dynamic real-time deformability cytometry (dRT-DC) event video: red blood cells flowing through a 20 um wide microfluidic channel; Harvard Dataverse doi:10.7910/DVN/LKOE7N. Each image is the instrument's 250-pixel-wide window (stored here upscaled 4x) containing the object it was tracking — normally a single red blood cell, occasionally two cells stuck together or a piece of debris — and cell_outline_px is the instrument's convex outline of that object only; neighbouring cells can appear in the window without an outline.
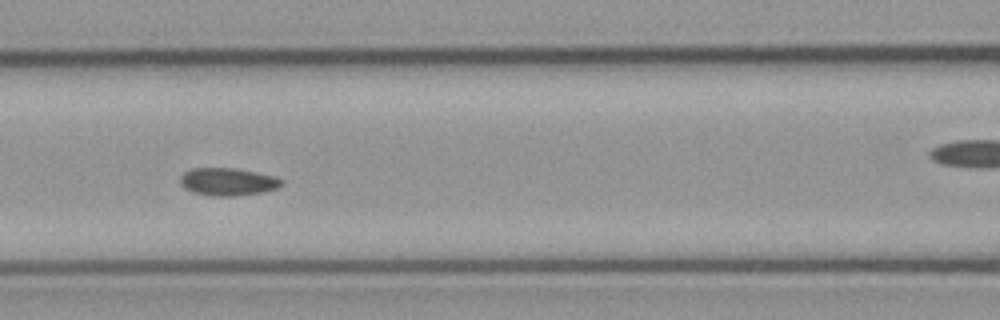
{"species": "common noctule bat (a hibernating species)", "species_latin": "Nyctalus noctula", "temperature_condition": "cold", "stored_images_in_passage": 11, "camera_frame_rate_fps": 3000, "um_per_image_px": 0.085, "animal": {"sex": "male", "body_mass_g": 23.1, "forearm_length_mm": 52.7}, "frame": {"image": 1, "passage_image": 7, "time_ms": 8.0, "image_size_px": [1000, 320], "cell_outline_px": [[284, 184], [280, 188], [264, 192], [236, 196], [212, 196], [192, 192], [184, 188], [180, 184], [180, 176], [184, 172], [192, 168], [236, 168], [256, 172], [272, 176], [284, 180]], "centroid_in_image_um": [19.38, 15.45], "position_along_channel_um": 147.2, "area_um2": 16.59}}
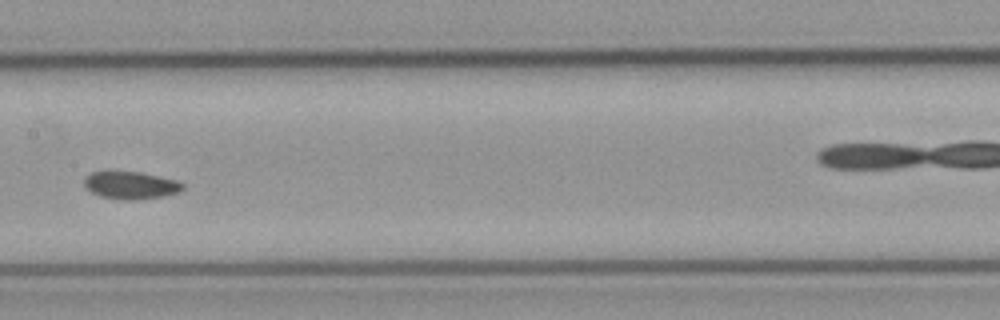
{"frame": {"image": 2, "passage_image": 8, "time_ms": 9.333, "image_size_px": [1000, 320], "cell_outline_px": [[184, 188], [180, 192], [164, 196], [132, 200], [120, 200], [100, 196], [92, 192], [84, 184], [84, 180], [92, 172], [140, 172], [180, 180], [184, 184]], "centroid_in_image_um": [11.19, 15.75], "position_along_channel_um": 196.2, "area_um2": 15.78}}